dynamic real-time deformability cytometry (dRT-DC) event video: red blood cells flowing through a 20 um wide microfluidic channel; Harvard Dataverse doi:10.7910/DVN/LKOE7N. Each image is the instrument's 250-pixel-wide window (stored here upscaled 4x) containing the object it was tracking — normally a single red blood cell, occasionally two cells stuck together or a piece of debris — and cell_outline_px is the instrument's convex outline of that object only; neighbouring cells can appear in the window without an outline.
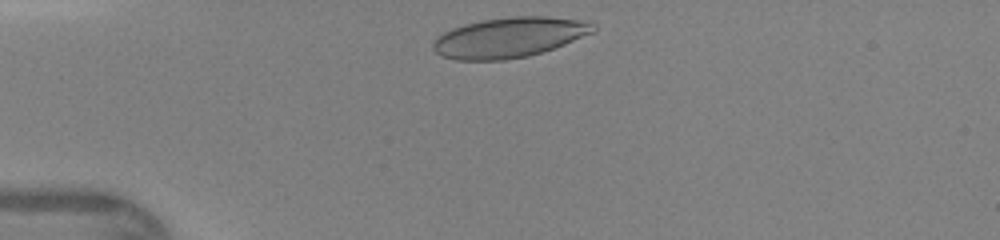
{"species": "human", "species_latin": "Homo sapiens", "temperature_condition": "warm", "stored_images_in_passage": 29, "camera_frame_rate_fps": 3000, "um_per_image_px": 0.085, "donor": {"sex": "female"}, "frame": {"image": 1, "passage_image": 2, "time_ms": 0.333, "image_size_px": [1000, 240], "cell_outline_px": [[596, 32], [564, 44], [528, 56], [504, 60], [456, 60], [440, 56], [432, 48], [432, 44], [436, 36], [452, 28], [464, 24], [480, 20], [512, 16], [544, 16], [592, 20], [596, 24]], "centroid_in_image_um": [43.32, 3.16], "position_along_channel_um": 41.7, "area_um2": 37.97}}
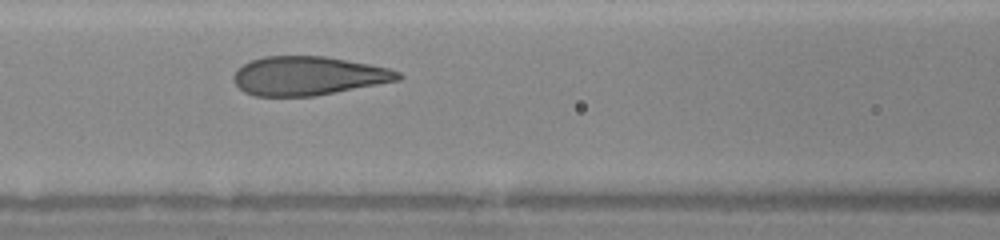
{"frame": {"image": 2, "passage_image": 11, "time_ms": 3.333, "image_size_px": [1000, 240], "cell_outline_px": [[404, 76], [400, 80], [316, 96], [256, 96], [244, 92], [236, 84], [232, 76], [244, 64], [252, 60], [264, 56], [324, 56], [368, 64], [388, 68], [400, 72]], "centroid_in_image_um": [26.22, 6.45], "position_along_channel_um": 140.4, "area_um2": 37.05}}
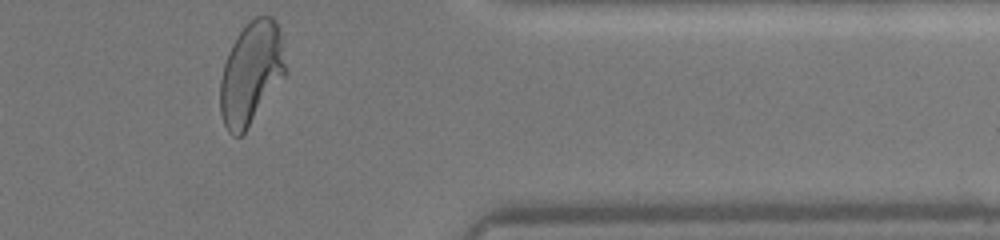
{"frame": {"image": 3, "passage_image": 29, "time_ms": 9.333, "image_size_px": [1000, 240], "cell_outline_px": [[288, 72], [244, 132], [240, 136], [232, 136], [228, 132], [224, 124], [220, 112], [220, 80], [224, 64], [228, 52], [236, 36], [256, 16], [272, 16], [276, 24], [280, 36]], "centroid_in_image_um": [21.34, 6.24], "position_along_channel_um": 390.1, "area_um2": 38.67}}